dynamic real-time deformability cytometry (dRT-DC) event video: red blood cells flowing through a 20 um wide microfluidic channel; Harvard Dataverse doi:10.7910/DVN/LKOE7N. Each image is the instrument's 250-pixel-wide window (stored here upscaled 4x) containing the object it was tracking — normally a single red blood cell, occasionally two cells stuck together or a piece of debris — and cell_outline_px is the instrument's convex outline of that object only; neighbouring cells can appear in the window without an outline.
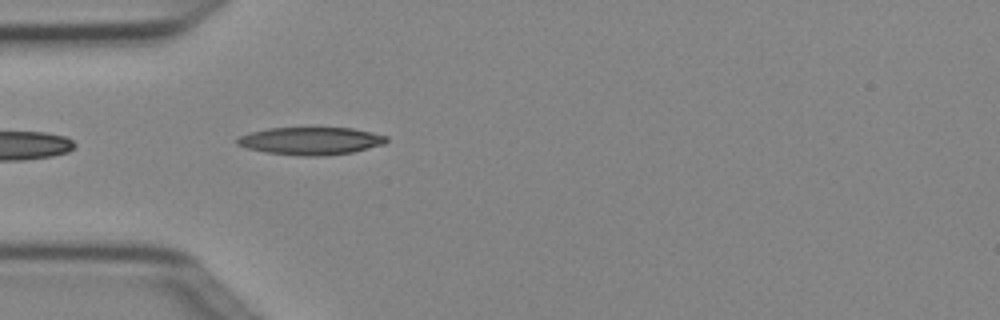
{"species": "Egyptian fruit bat (a non-hibernating species)", "species_latin": "Rousettus aegyptiacus", "temperature_condition": "cold", "stored_images_in_passage": 1, "camera_frame_rate_fps": 3000, "um_per_image_px": 0.085, "animal": {"sex": "female"}, "frame": {"image": 1, "passage_image": 1, "time_ms": 0.0, "image_size_px": [1000, 320], "cell_outline_px": [[388, 140], [384, 144], [352, 152], [324, 156], [304, 156], [264, 152], [248, 148], [236, 144], [236, 140], [240, 136], [248, 132], [268, 128], [352, 128], [372, 132], [388, 136]], "centroid_in_image_um": [26.41, 11.97], "position_along_channel_um": 58.6, "area_um2": 24.04}}